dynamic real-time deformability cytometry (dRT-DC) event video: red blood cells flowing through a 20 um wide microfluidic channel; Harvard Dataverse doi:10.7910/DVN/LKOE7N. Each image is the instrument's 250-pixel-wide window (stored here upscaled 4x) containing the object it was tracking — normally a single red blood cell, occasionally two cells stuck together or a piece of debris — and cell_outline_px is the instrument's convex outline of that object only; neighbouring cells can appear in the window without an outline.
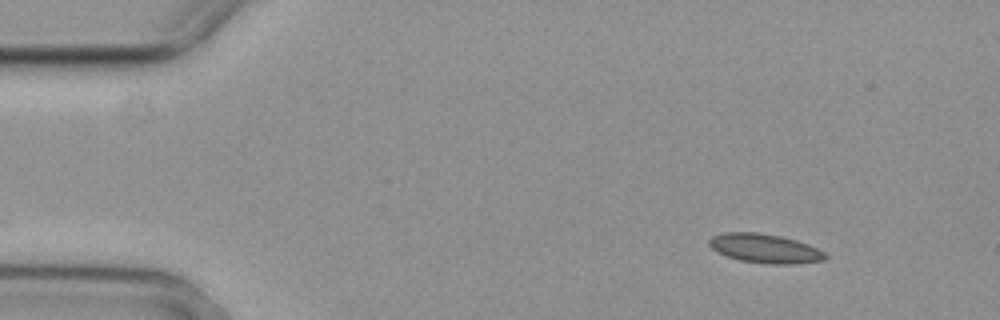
{"species": "common noctule bat (a hibernating species)", "species_latin": "Nyctalus noctula", "temperature_condition": "cold", "stored_images_in_passage": 2, "camera_frame_rate_fps": 3000, "um_per_image_px": 0.085, "animal": {"sex": "female", "body_mass_g": 29.2, "forearm_length_mm": 56.3}, "frame": {"image": 1, "passage_image": 2, "time_ms": 0.333, "image_size_px": [1000, 320], "cell_outline_px": [[828, 256], [824, 260], [788, 264], [764, 264], [740, 260], [728, 256], [712, 248], [708, 244], [708, 240], [712, 236], [724, 232], [760, 232], [780, 236], [796, 240], [808, 244], [824, 252]], "centroid_in_image_um": [65.0, 21.11], "position_along_channel_um": 20.0, "area_um2": 19.59}}